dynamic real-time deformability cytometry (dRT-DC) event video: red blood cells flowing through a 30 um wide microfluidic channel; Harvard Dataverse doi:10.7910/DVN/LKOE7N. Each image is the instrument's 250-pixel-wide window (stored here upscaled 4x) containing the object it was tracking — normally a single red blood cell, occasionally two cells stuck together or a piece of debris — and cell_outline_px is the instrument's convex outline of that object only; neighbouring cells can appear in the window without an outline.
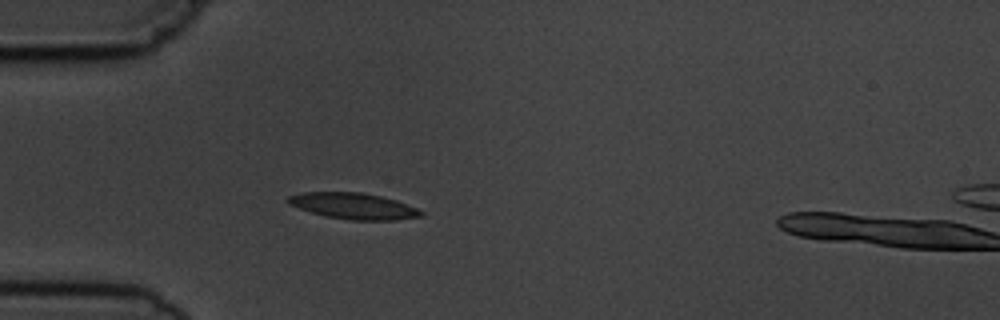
{"species": "common noctule bat (a hibernating species)", "species_latin": "Nyctalus noctula", "temperature_condition": "cold", "stored_images_in_passage": 4, "camera_frame_rate_fps": 3000, "um_per_image_px": 0.085, "animal": {"sex": "male", "body_mass_g": 19.5, "forearm_length_mm": 54.6}, "frame": {"image": 1, "passage_image": 3, "time_ms": 2.333, "image_size_px": [1000, 320], "cell_outline_px": [[424, 216], [396, 220], [352, 220], [324, 216], [288, 204], [284, 200], [288, 196], [300, 192], [360, 192], [380, 196], [396, 200], [416, 208], [424, 212]], "centroid_in_image_um": [30.03, 17.51], "position_along_channel_um": 55.0, "area_um2": 20.29}}